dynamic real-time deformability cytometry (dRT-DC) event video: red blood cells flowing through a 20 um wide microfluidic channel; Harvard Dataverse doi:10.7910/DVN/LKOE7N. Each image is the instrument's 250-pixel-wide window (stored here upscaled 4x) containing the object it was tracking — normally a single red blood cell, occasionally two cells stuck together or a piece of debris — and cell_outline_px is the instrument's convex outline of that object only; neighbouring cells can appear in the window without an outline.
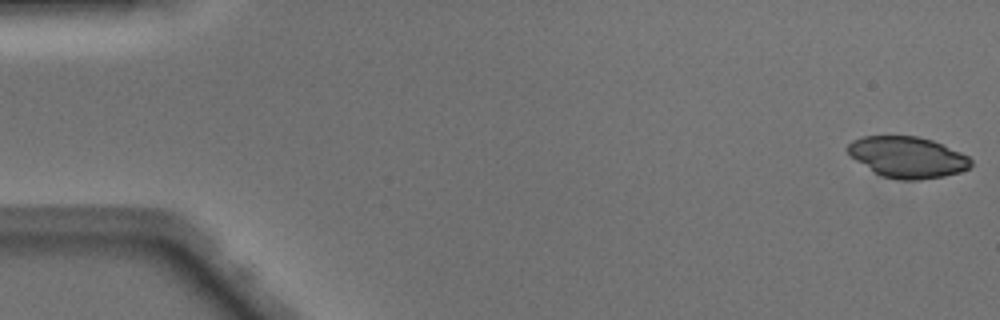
{"species": "Egyptian fruit bat (a non-hibernating species)", "species_latin": "Rousettus aegyptiacus", "temperature_condition": "warm", "stored_images_in_passage": 49, "camera_frame_rate_fps": 3000, "um_per_image_px": 0.085, "animal": {"sex": "male"}, "frame": {"image": 1, "passage_image": 1, "time_ms": 0.0, "image_size_px": [1000, 320], "cell_outline_px": [[972, 164], [968, 168], [960, 172], [944, 176], [920, 180], [896, 180], [880, 176], [856, 160], [848, 152], [848, 144], [852, 140], [864, 136], [916, 136], [932, 140], [960, 152], [968, 156], [972, 160]], "centroid_in_image_um": [77.14, 13.37], "position_along_channel_um": 7.9, "area_um2": 29.42}}
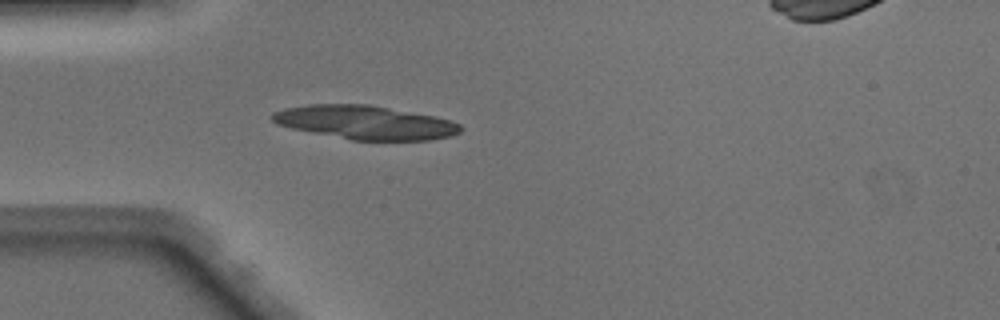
{"frame": {"image": 2, "passage_image": 14, "time_ms": 4.333, "image_size_px": [1000, 320], "cell_outline_px": [[464, 128], [460, 132], [452, 136], [428, 140], [352, 140], [292, 128], [276, 124], [272, 120], [272, 112], [284, 108], [308, 104], [368, 104], [436, 116], [452, 120], [460, 124]], "centroid_in_image_um": [31.08, 10.4], "position_along_channel_um": 53.9, "area_um2": 37.11}}